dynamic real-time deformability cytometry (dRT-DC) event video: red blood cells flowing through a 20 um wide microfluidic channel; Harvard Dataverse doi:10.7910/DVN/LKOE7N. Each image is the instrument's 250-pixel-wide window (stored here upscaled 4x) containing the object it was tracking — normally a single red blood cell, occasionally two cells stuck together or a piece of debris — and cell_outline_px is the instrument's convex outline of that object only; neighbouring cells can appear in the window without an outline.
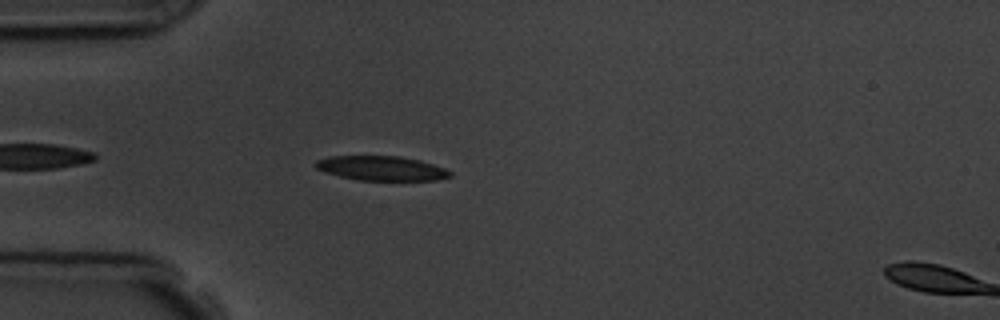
{"species": "common noctule bat (a hibernating species)", "species_latin": "Nyctalus noctula", "temperature_condition": "room temperature", "stored_images_in_passage": 6, "segment_of_instrument_passage": [1, 2], "camera_frame_rate_fps": 3000, "um_per_image_px": 0.085, "animal": {"sex": "male", "body_mass_g": 19.5, "forearm_length_mm": 54.6}, "frame": {"image": 1, "passage_image": 5, "time_ms": 4.667, "image_size_px": [1000, 320], "cell_outline_px": [[452, 176], [436, 180], [360, 180], [340, 176], [324, 172], [316, 168], [312, 164], [316, 160], [328, 156], [400, 156], [420, 160], [444, 168], [452, 172]], "centroid_in_image_um": [32.39, 14.29], "position_along_channel_um": 52.6, "area_um2": 19.25}}